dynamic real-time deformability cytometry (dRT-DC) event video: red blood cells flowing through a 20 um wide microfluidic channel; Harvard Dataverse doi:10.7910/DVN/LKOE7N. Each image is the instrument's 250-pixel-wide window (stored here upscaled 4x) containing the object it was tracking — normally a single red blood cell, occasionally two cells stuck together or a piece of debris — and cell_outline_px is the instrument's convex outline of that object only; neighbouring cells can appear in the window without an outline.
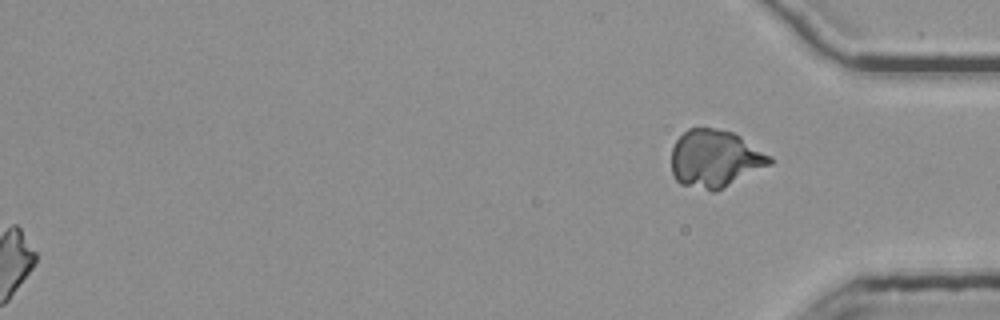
{"species": "common noctule bat (a hibernating species)", "species_latin": "Nyctalus noctula", "temperature_condition": "room temperature", "stored_images_in_passage": 55, "segment_of_instrument_passage": [2, 2], "camera_frame_rate_fps": 3000, "um_per_image_px": 0.085, "animal": {"sex": "female", "body_mass_g": 25.1}, "frame": {"image": 1, "passage_image": 55, "time_ms": 18.0, "image_size_px": [1000, 320], "cell_outline_px": [[772, 164], [716, 192], [712, 192], [680, 184], [676, 180], [672, 172], [672, 148], [676, 140], [688, 128], [712, 128], [732, 132], [740, 136], [772, 156]], "centroid_in_image_um": [60.78, 13.5], "position_along_channel_um": 374.4, "area_um2": 33.12}}